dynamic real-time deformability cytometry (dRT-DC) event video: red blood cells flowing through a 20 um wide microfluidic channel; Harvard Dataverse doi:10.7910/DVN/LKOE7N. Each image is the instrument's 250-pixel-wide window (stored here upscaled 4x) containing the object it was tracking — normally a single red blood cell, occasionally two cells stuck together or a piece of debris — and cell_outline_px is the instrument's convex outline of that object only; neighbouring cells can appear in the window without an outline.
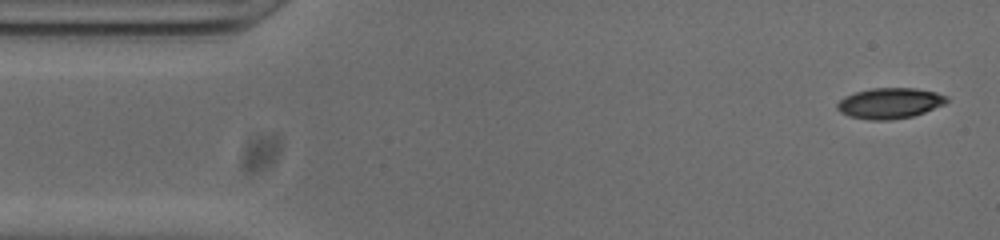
{"species": "common noctule bat (a hibernating species)", "species_latin": "Nyctalus noctula", "temperature_condition": "cold", "stored_images_in_passage": 51, "camera_frame_rate_fps": 3000, "um_per_image_px": 0.085, "animal": {"sex": "male", "body_mass_g": 20.0, "forearm_length_mm": 53.3}, "frame": {"image": 1, "passage_image": 2, "time_ms": 0.333, "image_size_px": [1000, 240], "cell_outline_px": [[948, 100], [944, 104], [924, 112], [912, 116], [888, 120], [868, 120], [848, 116], [840, 112], [836, 108], [836, 104], [844, 96], [856, 92], [872, 88], [916, 88], [936, 92], [948, 96]], "centroid_in_image_um": [75.61, 8.77], "position_along_channel_um": 9.4, "area_um2": 19.59}}
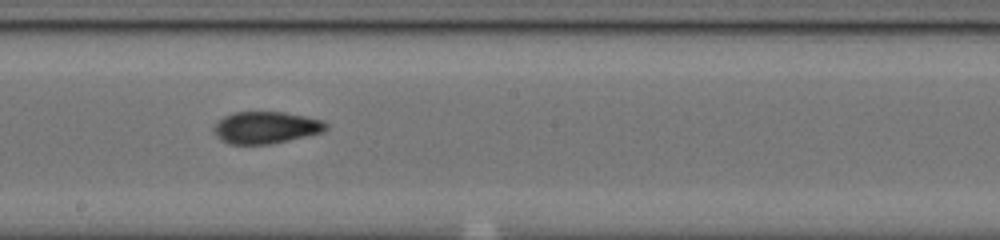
{"frame": {"image": 2, "passage_image": 27, "time_ms": 8.667, "image_size_px": [1000, 240], "cell_outline_px": [[328, 128], [324, 132], [308, 136], [268, 144], [228, 144], [220, 140], [216, 136], [212, 128], [224, 116], [232, 112], [284, 112], [324, 120], [328, 124]], "centroid_in_image_um": [22.61, 10.84], "position_along_channel_um": 225.6, "area_um2": 21.04}}
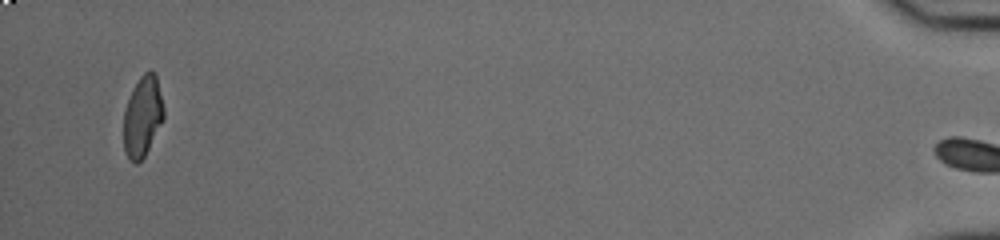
{"frame": {"image": 3, "passage_image": 50, "time_ms": 16.333, "image_size_px": [1000, 240], "cell_outline_px": [[164, 116], [144, 156], [136, 164], [132, 164], [124, 152], [124, 112], [128, 100], [140, 76], [144, 72], [156, 72], [164, 108]], "centroid_in_image_um": [12.11, 9.9], "position_along_channel_um": 423.1, "area_um2": 18.5}, "authors_computed_cell_mechanics": {"area_um2": 20.23, "velocity_mm_per_s": 3.8514, "shape_relaxation_time_tau1_ms": null, "shape_relaxation_time_tau2_ms": 2.1045, "deformation_change_tau1": null, "deformation_change_tau2": 0.0785}}